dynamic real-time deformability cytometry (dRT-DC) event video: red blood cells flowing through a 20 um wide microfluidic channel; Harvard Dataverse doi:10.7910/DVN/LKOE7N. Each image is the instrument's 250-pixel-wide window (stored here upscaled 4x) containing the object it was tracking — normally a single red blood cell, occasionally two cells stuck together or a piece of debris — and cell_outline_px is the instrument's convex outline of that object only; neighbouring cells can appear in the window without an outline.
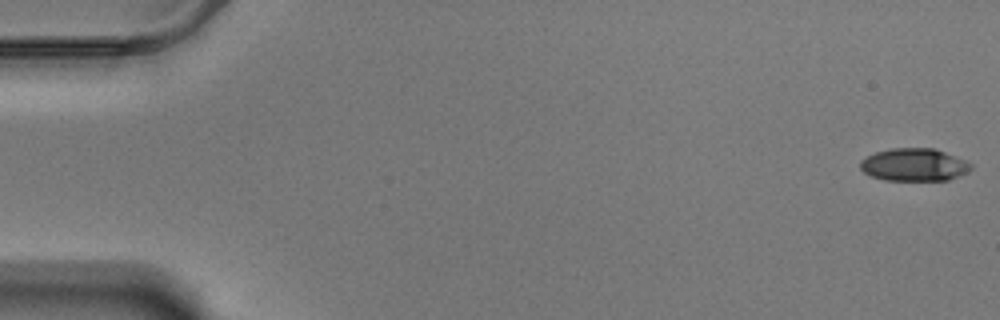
{"species": "Egyptian fruit bat (a non-hibernating species)", "species_latin": "Rousettus aegyptiacus", "temperature_condition": "warm", "stored_images_in_passage": 59, "camera_frame_rate_fps": 3000, "um_per_image_px": 0.085, "animal": {"sex": "male"}, "frame": {"image": 1, "passage_image": 1, "time_ms": 0.0, "image_size_px": [1000, 320], "cell_outline_px": [[972, 168], [968, 172], [948, 180], [884, 180], [872, 176], [864, 172], [860, 168], [860, 160], [876, 152], [892, 148], [936, 148], [964, 160], [972, 164]], "centroid_in_image_um": [77.71, 14.0], "position_along_channel_um": 7.3, "area_um2": 21.04}}
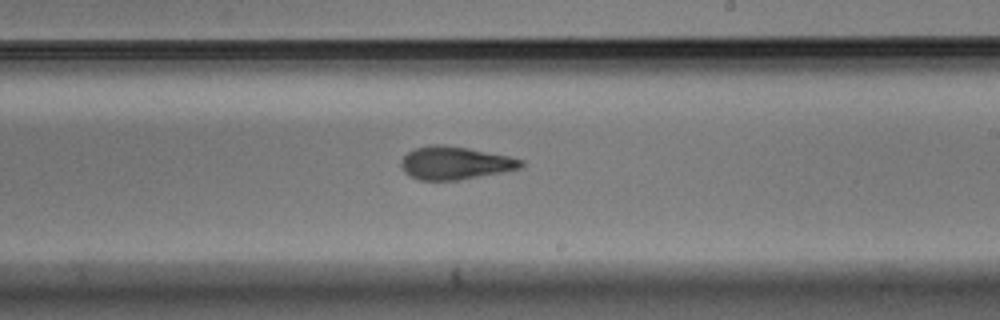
{"frame": {"image": 2, "passage_image": 35, "time_ms": 11.333, "image_size_px": [1000, 320], "cell_outline_px": [[524, 164], [520, 168], [504, 172], [460, 180], [420, 180], [404, 172], [400, 164], [400, 160], [408, 152], [416, 148], [432, 144], [440, 144], [468, 148], [508, 156], [524, 160]], "centroid_in_image_um": [38.68, 13.86], "position_along_channel_um": 250.3, "area_um2": 23.0}}
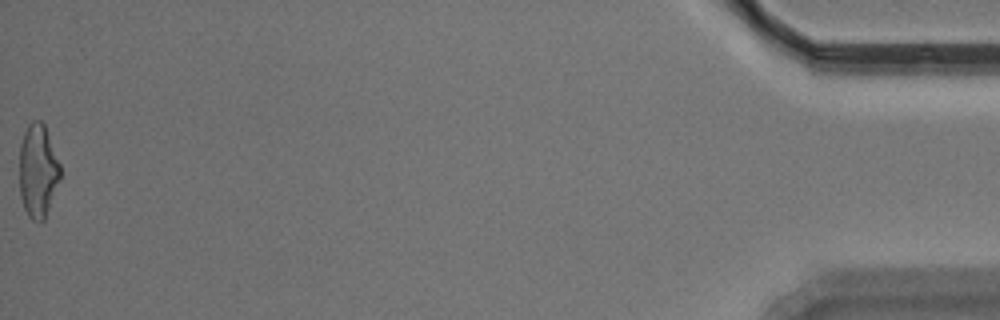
{"frame": {"image": 3, "passage_image": 59, "time_ms": 19.333, "image_size_px": [1000, 320], "cell_outline_px": [[60, 180], [44, 220], [40, 224], [32, 220], [28, 216], [24, 208], [20, 196], [20, 144], [24, 132], [28, 124], [32, 120], [40, 120], [44, 124], [60, 164]], "centroid_in_image_um": [3.22, 14.54], "position_along_channel_um": 432.0, "area_um2": 22.31}, "authors_computed_cell_mechanics": {"area_um2": 22.4842, "velocity_mm_per_s": 3.4785, "shape_relaxation_time_tau1_ms": 6.1102, "shape_relaxation_time_tau2_ms": 2.4821, "deformation_change_tau1": 0.1817, "deformation_change_tau2": 0.1149}}